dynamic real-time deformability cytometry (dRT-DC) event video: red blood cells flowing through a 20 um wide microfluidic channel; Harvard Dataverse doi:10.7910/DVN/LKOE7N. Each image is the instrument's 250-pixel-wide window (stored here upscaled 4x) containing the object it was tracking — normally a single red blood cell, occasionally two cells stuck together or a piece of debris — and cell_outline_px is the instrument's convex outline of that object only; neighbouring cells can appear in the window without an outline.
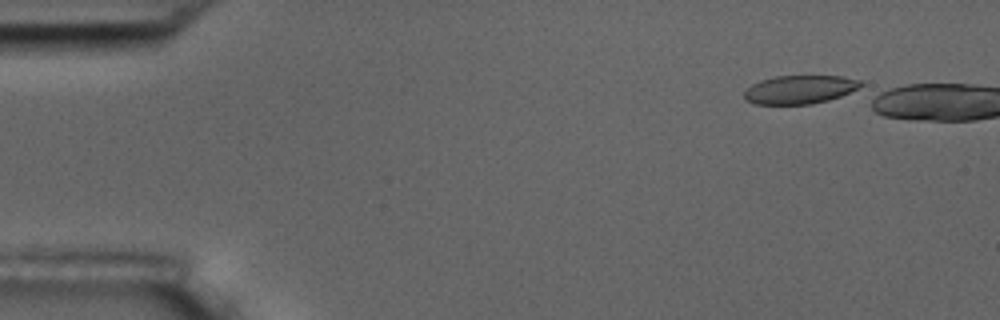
{"species": "common noctule bat (a hibernating species)", "species_latin": "Nyctalus noctula", "temperature_condition": "room temperature", "stored_images_in_passage": 5, "camera_frame_rate_fps": 3000, "um_per_image_px": 0.085, "animal": {"sex": "male", "body_mass_g": 17.5, "forearm_length_mm": 52.3}, "frame": {"image": 1, "passage_image": 1, "time_ms": 0.0, "image_size_px": [1000, 320], "cell_outline_px": [[864, 88], [828, 100], [812, 104], [756, 104], [744, 100], [744, 92], [752, 84], [760, 80], [776, 76], [844, 76], [860, 80], [864, 84]], "centroid_in_image_um": [68.04, 7.61], "position_along_channel_um": 17.0, "area_um2": 19.59}}
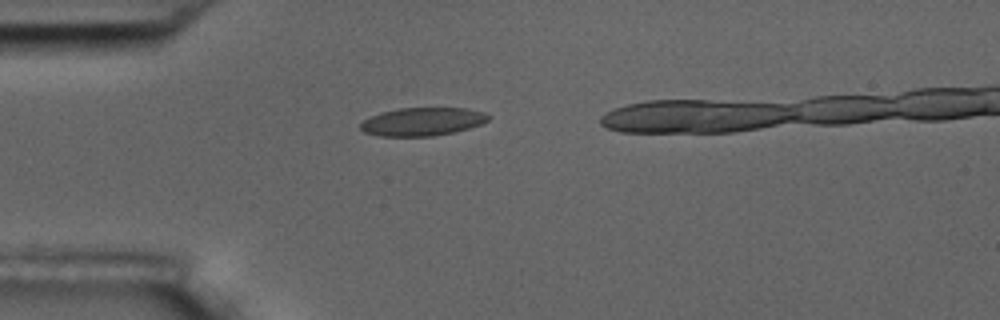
{"frame": {"image": 2, "passage_image": 4, "time_ms": 3.333, "image_size_px": [1000, 320], "cell_outline_px": [[492, 116], [488, 120], [480, 124], [468, 128], [452, 132], [432, 136], [380, 136], [364, 132], [360, 128], [360, 124], [364, 120], [380, 112], [400, 108], [468, 108], [484, 112]], "centroid_in_image_um": [35.91, 10.33], "position_along_channel_um": 49.1, "area_um2": 20.92}}